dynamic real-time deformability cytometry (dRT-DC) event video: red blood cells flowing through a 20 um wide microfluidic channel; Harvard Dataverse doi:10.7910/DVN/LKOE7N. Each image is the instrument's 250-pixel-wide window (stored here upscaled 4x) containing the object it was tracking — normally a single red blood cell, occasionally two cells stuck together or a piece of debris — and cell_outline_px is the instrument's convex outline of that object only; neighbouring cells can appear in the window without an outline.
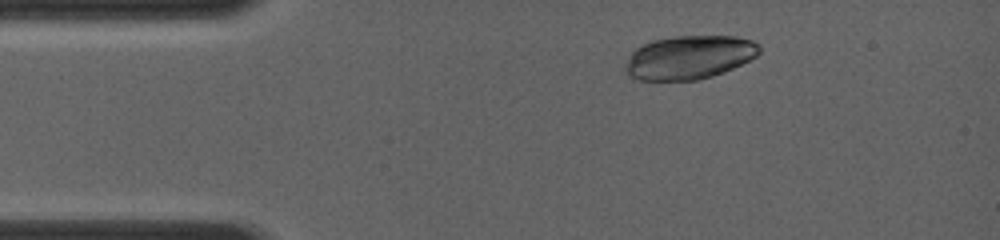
{"species": "common noctule bat (a hibernating species)", "species_latin": "Nyctalus noctula", "temperature_condition": "room temperature", "stored_images_in_passage": 3, "camera_frame_rate_fps": 4000, "um_per_image_px": 0.085, "animal": {"sex": "female", "body_mass_g": 19.0, "forearm_length_mm": 56.7}, "frame": {"image": 1, "passage_image": 2, "time_ms": 1.25, "image_size_px": [1000, 240], "cell_outline_px": [[760, 52], [756, 56], [724, 72], [712, 76], [696, 80], [640, 80], [628, 76], [624, 68], [624, 64], [632, 52], [640, 44], [652, 40], [672, 36], [736, 36], [752, 40], [760, 44]], "centroid_in_image_um": [58.55, 4.86], "position_along_channel_um": 26.4, "area_um2": 34.28}}